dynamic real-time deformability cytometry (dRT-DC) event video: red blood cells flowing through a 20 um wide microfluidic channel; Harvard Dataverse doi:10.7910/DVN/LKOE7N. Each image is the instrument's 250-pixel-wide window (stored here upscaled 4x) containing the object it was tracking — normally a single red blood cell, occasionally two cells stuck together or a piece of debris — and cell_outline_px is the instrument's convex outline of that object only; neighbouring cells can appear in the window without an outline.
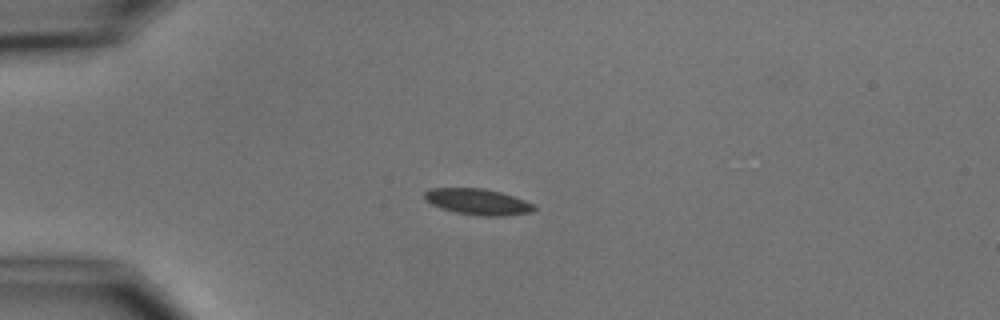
{"species": "common noctule bat (a hibernating species)", "species_latin": "Nyctalus noctula", "temperature_condition": "cold", "stored_images_in_passage": 7, "camera_frame_rate_fps": 3000, "um_per_image_px": 0.085, "animal": {"sex": "male", "body_mass_g": 15.6}, "frame": {"image": 1, "passage_image": 5, "time_ms": 4.667, "image_size_px": [1000, 320], "cell_outline_px": [[536, 208], [532, 212], [504, 216], [484, 216], [456, 212], [440, 208], [424, 200], [424, 192], [428, 188], [484, 188], [500, 192], [524, 200], [532, 204]], "centroid_in_image_um": [40.57, 17.14], "position_along_channel_um": 44.4, "area_um2": 16.59}}